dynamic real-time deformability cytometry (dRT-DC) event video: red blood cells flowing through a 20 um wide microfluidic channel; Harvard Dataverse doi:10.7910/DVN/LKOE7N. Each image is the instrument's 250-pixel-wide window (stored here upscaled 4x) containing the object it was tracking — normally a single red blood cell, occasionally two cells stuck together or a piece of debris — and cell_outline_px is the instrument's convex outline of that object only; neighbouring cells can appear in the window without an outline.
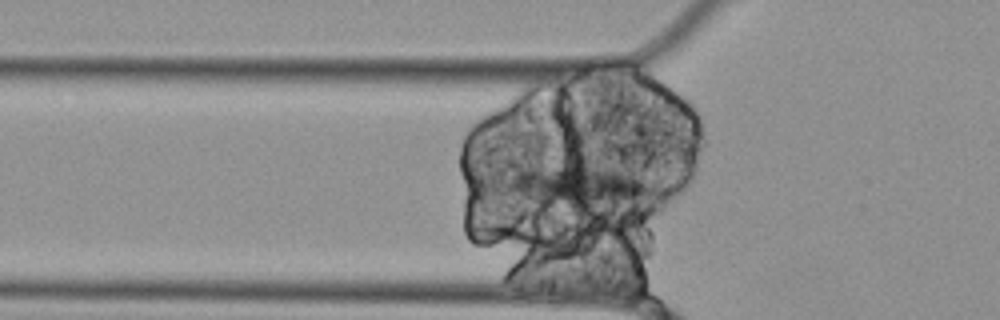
{"species": "Egyptian fruit bat (a non-hibernating species)", "species_latin": "Rousettus aegyptiacus", "temperature_condition": "cold", "stored_images_in_passage": 24, "segment_of_instrument_passage": [2, 3], "camera_frame_rate_fps": 3000, "um_per_image_px": 0.085, "animal": {"sex": "female"}, "frame": {"image": 1, "passage_image": 18, "time_ms": 5.667, "image_size_px": [1000, 320], "cell_outline_px": [[660, 196], [656, 200], [580, 216], [552, 208], [508, 192], [508, 176], [512, 172], [552, 168], [572, 168], [620, 172], [644, 184]], "centroid_in_image_um": [49.26, 16.11], "position_along_channel_um": 76.5, "area_um2": 36.18}}